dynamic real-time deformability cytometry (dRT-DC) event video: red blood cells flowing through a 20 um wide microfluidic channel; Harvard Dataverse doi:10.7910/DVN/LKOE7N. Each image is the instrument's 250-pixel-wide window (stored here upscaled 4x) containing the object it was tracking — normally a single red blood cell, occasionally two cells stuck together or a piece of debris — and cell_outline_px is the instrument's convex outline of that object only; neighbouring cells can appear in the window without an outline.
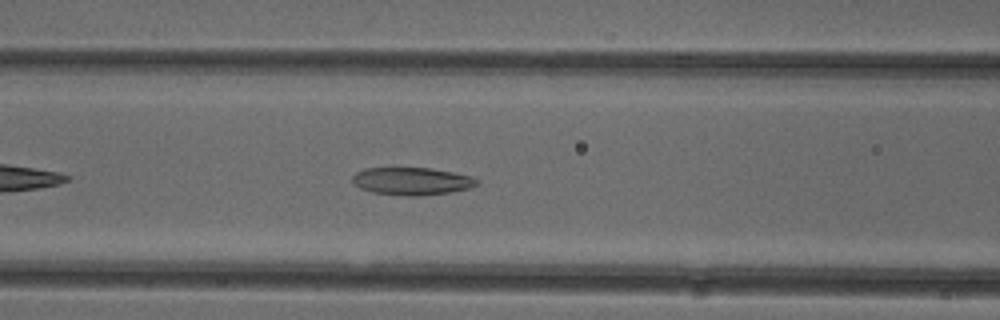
{"species": "common noctule bat (a hibernating species)", "species_latin": "Nyctalus noctula", "temperature_condition": "cold", "stored_images_in_passage": 38, "camera_frame_rate_fps": 3000, "um_per_image_px": 0.085, "animal": {"sex": "female"}, "frame": {"image": 1, "passage_image": 9, "time_ms": 2.667, "image_size_px": [1000, 320], "cell_outline_px": [[480, 184], [468, 188], [448, 192], [420, 196], [404, 196], [372, 192], [360, 188], [352, 180], [352, 176], [356, 172], [364, 168], [432, 168], [472, 176], [480, 180]], "centroid_in_image_um": [35.02, 15.4], "position_along_channel_um": 131.6, "area_um2": 20.06}}
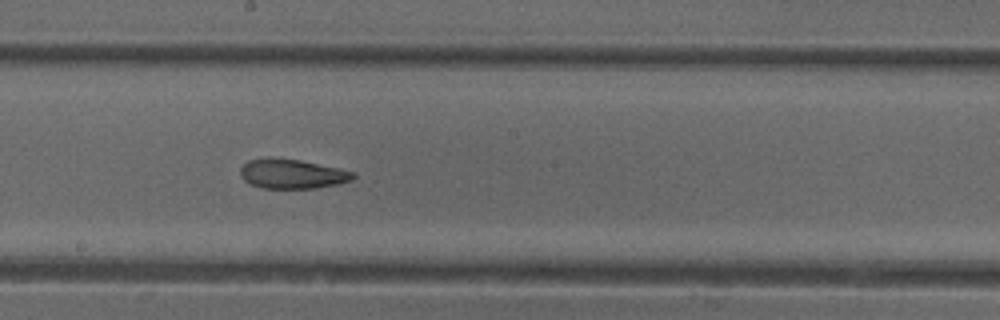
{"frame": {"image": 2, "passage_image": 16, "time_ms": 5.0, "image_size_px": [1000, 320], "cell_outline_px": [[356, 176], [352, 180], [336, 184], [316, 188], [264, 188], [252, 184], [244, 180], [240, 176], [240, 168], [248, 160], [264, 156], [268, 156], [300, 160], [336, 168], [352, 172]], "centroid_in_image_um": [24.76, 14.76], "position_along_channel_um": 223.4, "area_um2": 19.36}}
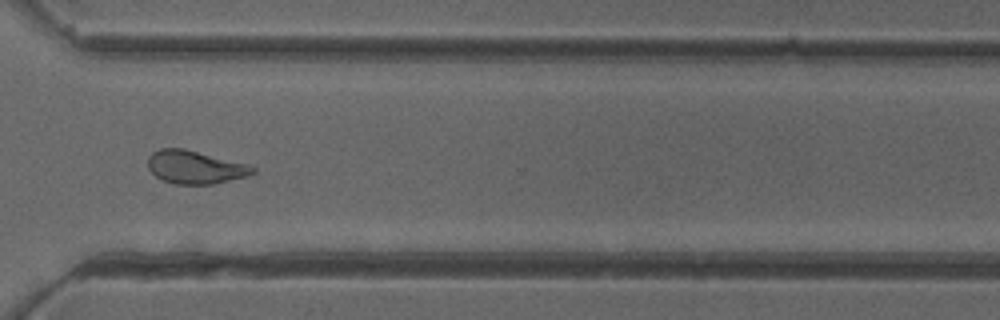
{"frame": {"image": 3, "passage_image": 26, "time_ms": 8.333, "image_size_px": [1000, 320], "cell_outline_px": [[256, 172], [248, 176], [212, 184], [176, 184], [164, 180], [156, 176], [148, 168], [148, 156], [152, 152], [160, 148], [184, 148], [248, 164], [256, 168]], "centroid_in_image_um": [16.59, 14.2], "position_along_channel_um": 354.0, "area_um2": 20.23}, "authors_computed_cell_mechanics": {"area_um2": 20.2011, "velocity_mm_per_s": 3.9339, "shape_relaxation_time_tau1_ms": null, "shape_relaxation_time_tau2_ms": 3.7085, "deformation_change_tau1": null, "deformation_change_tau2": 0.116}}